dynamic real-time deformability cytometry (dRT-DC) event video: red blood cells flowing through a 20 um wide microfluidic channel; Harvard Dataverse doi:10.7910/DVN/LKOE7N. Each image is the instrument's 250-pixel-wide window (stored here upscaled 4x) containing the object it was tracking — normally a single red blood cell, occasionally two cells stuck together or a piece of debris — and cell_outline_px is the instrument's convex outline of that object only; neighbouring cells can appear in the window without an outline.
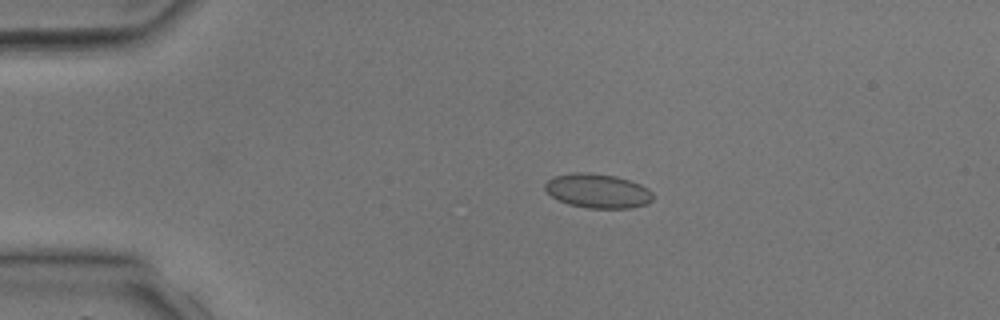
{"species": "common noctule bat (a hibernating species)", "species_latin": "Nyctalus noctula", "temperature_condition": "room temperature", "stored_images_in_passage": 3, "camera_frame_rate_fps": 3000, "um_per_image_px": 0.085, "animal": {"sex": "male", "body_mass_g": 17.9, "forearm_length_mm": 54.2}, "frame": {"image": 1, "passage_image": 1, "time_ms": 0.0, "image_size_px": [1000, 320], "cell_outline_px": [[652, 200], [648, 204], [632, 208], [588, 208], [568, 204], [552, 196], [544, 188], [544, 184], [552, 176], [572, 172], [588, 172], [616, 176], [640, 184], [648, 188], [652, 192]], "centroid_in_image_um": [50.8, 16.22], "position_along_channel_um": 34.2, "area_um2": 21.68}}